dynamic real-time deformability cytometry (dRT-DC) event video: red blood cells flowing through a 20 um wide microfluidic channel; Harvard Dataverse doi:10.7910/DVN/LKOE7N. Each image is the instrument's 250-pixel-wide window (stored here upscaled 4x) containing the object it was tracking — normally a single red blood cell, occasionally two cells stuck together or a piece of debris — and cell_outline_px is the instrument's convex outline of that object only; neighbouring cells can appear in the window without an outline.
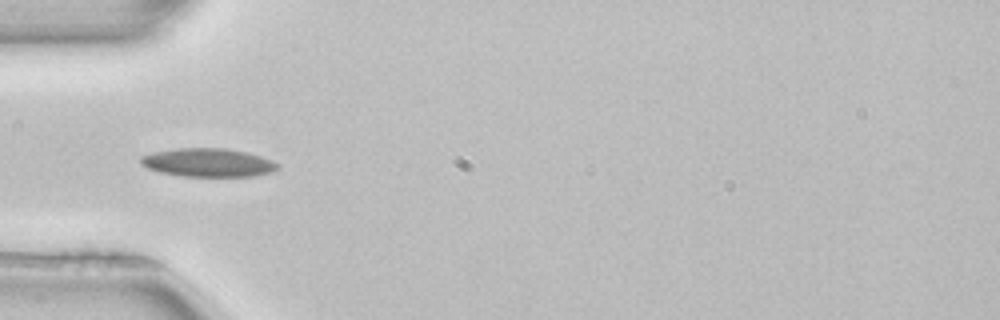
{"species": "common noctule bat (a hibernating species)", "species_latin": "Nyctalus noctula", "temperature_condition": "room temperature", "stored_images_in_passage": 42, "camera_frame_rate_fps": 3000, "um_per_image_px": 0.085, "animal": {"sex": "female", "body_mass_g": 22.7, "forearm_length_mm": 54.2}, "frame": {"image": 1, "passage_image": 7, "time_ms": 2.0, "image_size_px": [1000, 320], "cell_outline_px": [[280, 168], [272, 172], [252, 176], [180, 176], [160, 172], [148, 168], [140, 164], [140, 156], [152, 152], [176, 148], [224, 148], [244, 152], [260, 156], [272, 160], [280, 164]], "centroid_in_image_um": [17.67, 13.82], "position_along_channel_um": 67.3, "area_um2": 22.77}}